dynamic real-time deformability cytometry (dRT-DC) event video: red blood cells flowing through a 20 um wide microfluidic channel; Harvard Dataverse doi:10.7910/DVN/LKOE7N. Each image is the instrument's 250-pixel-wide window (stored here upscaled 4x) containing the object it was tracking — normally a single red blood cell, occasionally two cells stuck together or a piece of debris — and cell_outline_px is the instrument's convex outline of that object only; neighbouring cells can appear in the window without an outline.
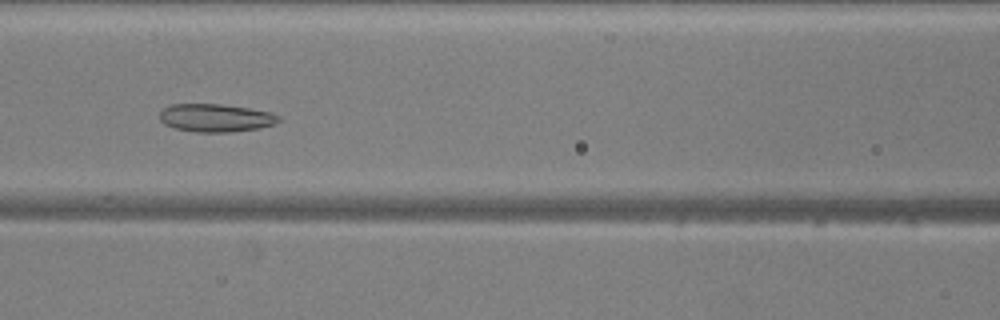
{"species": "common noctule bat (a hibernating species)", "species_latin": "Nyctalus noctula", "temperature_condition": "warm", "stored_images_in_passage": 52, "camera_frame_rate_fps": 3000, "um_per_image_px": 0.085, "animal": {"sex": "male", "body_mass_g": 20.5, "forearm_length_mm": 52.5}, "frame": {"image": 1, "passage_image": 23, "time_ms": 7.333, "image_size_px": [1000, 320], "cell_outline_px": [[280, 120], [276, 124], [260, 128], [232, 132], [196, 132], [176, 128], [164, 124], [160, 120], [160, 112], [164, 108], [172, 104], [220, 104], [248, 108], [272, 112], [280, 116]], "centroid_in_image_um": [18.37, 10.02], "position_along_channel_um": 148.2, "area_um2": 19.48}}
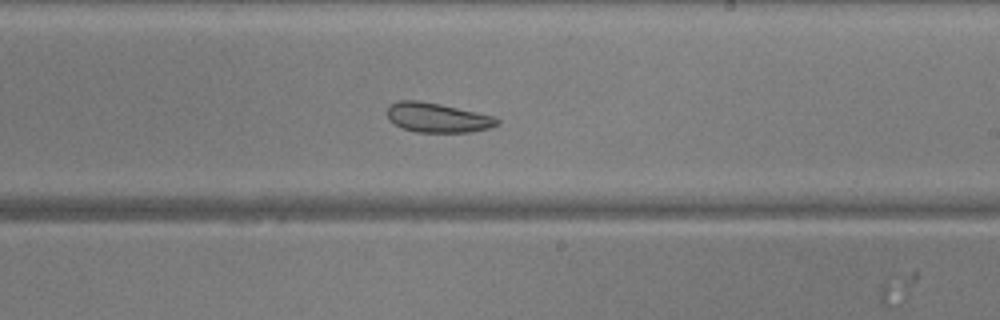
{"frame": {"image": 2, "passage_image": 31, "time_ms": 10.0, "image_size_px": [1000, 320], "cell_outline_px": [[500, 124], [488, 128], [472, 132], [416, 132], [400, 128], [388, 120], [388, 108], [392, 104], [400, 100], [416, 100], [440, 104], [496, 116], [500, 120]], "centroid_in_image_um": [37.21, 10.01], "position_along_channel_um": 251.8, "area_um2": 19.02}}
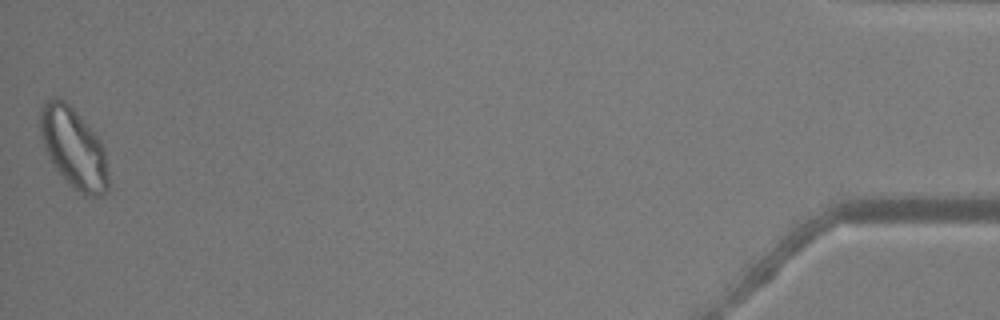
{"frame": {"image": 3, "passage_image": 52, "time_ms": 17.0, "image_size_px": [1000, 320], "cell_outline_px": [[108, 188], [100, 196], [84, 196], [52, 164], [40, 140], [40, 108], [52, 96], [56, 96], [64, 100], [80, 116], [100, 140], [104, 148], [108, 176]], "centroid_in_image_um": [6.24, 12.54], "position_along_channel_um": 429.0, "area_um2": 31.44}, "authors_computed_cell_mechanics": {"area_um2": 25.9233, "velocity_mm_per_s": 3.894, "shape_relaxation_time_tau1_ms": 7.9074, "shape_relaxation_time_tau2_ms": 10.633, "deformation_change_tau1": 0.1101, "deformation_change_tau2": 0.1725}}